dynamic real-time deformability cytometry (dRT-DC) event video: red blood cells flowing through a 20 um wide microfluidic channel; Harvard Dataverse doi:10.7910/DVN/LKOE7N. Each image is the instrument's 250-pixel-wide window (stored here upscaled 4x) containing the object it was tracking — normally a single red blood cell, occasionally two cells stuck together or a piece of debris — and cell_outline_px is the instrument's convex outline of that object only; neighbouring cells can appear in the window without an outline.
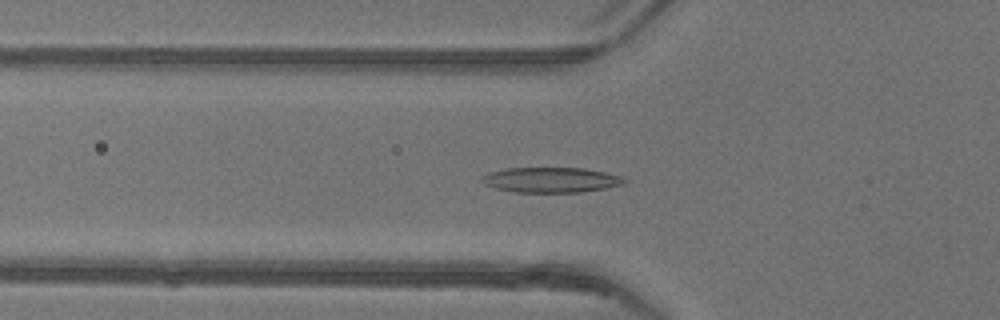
{"species": "common noctule bat (a hibernating species)", "species_latin": "Nyctalus noctula", "temperature_condition": "warm", "stored_images_in_passage": 50, "camera_frame_rate_fps": 3000, "um_per_image_px": 0.085, "animal": {"sex": "female"}, "frame": {"image": 1, "passage_image": 18, "time_ms": 5.667, "image_size_px": [1000, 320], "cell_outline_px": [[628, 180], [624, 184], [604, 188], [580, 192], [516, 192], [496, 188], [484, 184], [480, 180], [480, 176], [488, 172], [508, 168], [584, 168], [604, 172], [620, 176]], "centroid_in_image_um": [46.8, 15.28], "position_along_channel_um": 79.0, "area_um2": 20.87}}
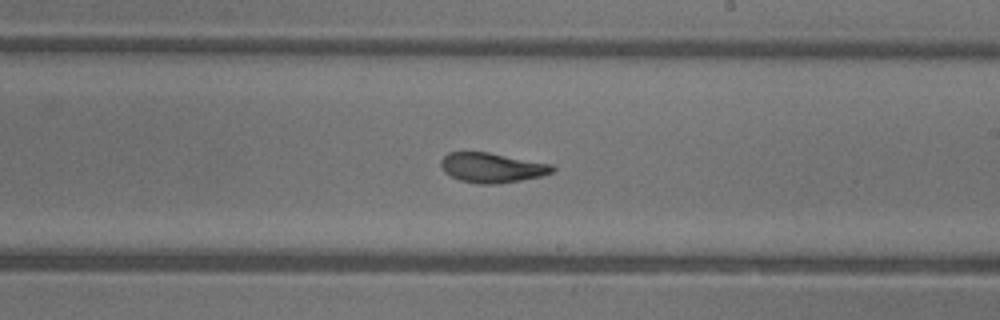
{"frame": {"image": 2, "passage_image": 30, "time_ms": 9.667, "image_size_px": [1000, 320], "cell_outline_px": [[556, 168], [552, 172], [540, 176], [520, 180], [496, 184], [476, 184], [460, 180], [444, 172], [440, 164], [440, 160], [448, 152], [488, 152], [552, 164]], "centroid_in_image_um": [41.8, 14.25], "position_along_channel_um": 247.2, "area_um2": 19.31}}
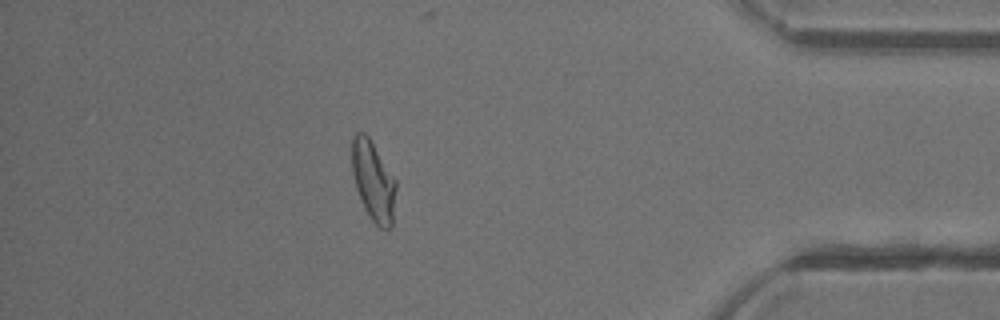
{"frame": {"image": 3, "passage_image": 44, "time_ms": 14.333, "image_size_px": [1000, 320], "cell_outline_px": [[396, 188], [392, 228], [380, 228], [372, 220], [364, 208], [356, 188], [352, 172], [352, 136], [356, 132], [364, 132], [368, 136], [396, 180]], "centroid_in_image_um": [31.73, 15.39], "position_along_channel_um": 403.5, "area_um2": 20.4}, "authors_computed_cell_mechanics": {"area_um2": 20.4901, "velocity_mm_per_s": 4.1826, "shape_relaxation_time_tau1_ms": 4.7924, "shape_relaxation_time_tau2_ms": 1.6824, "deformation_change_tau1": 0.1903, "deformation_change_tau2": 0.0975}}